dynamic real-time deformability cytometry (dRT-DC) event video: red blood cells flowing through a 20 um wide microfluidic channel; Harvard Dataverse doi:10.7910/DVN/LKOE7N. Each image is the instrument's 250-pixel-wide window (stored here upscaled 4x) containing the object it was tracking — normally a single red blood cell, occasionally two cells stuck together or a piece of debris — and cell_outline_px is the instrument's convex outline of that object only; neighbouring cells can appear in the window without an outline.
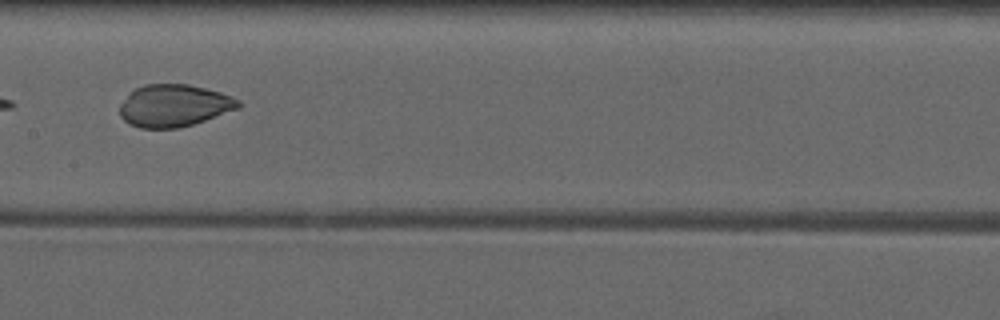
{"species": "common noctule bat (a hibernating species)", "species_latin": "Nyctalus noctula", "temperature_condition": "warm", "stored_images_in_passage": 4, "camera_frame_rate_fps": 3000, "um_per_image_px": 0.085, "animal": {"sex": "male", "forearm_length_mm": 52.5}, "frame": {"image": 1, "passage_image": 4, "time_ms": 3.333, "image_size_px": [1000, 320], "cell_outline_px": [[244, 104], [240, 108], [180, 128], [140, 128], [128, 124], [120, 116], [120, 104], [128, 92], [144, 84], [188, 84], [220, 92], [232, 96], [240, 100]], "centroid_in_image_um": [14.79, 8.97], "position_along_channel_um": 192.6, "area_um2": 29.42}}